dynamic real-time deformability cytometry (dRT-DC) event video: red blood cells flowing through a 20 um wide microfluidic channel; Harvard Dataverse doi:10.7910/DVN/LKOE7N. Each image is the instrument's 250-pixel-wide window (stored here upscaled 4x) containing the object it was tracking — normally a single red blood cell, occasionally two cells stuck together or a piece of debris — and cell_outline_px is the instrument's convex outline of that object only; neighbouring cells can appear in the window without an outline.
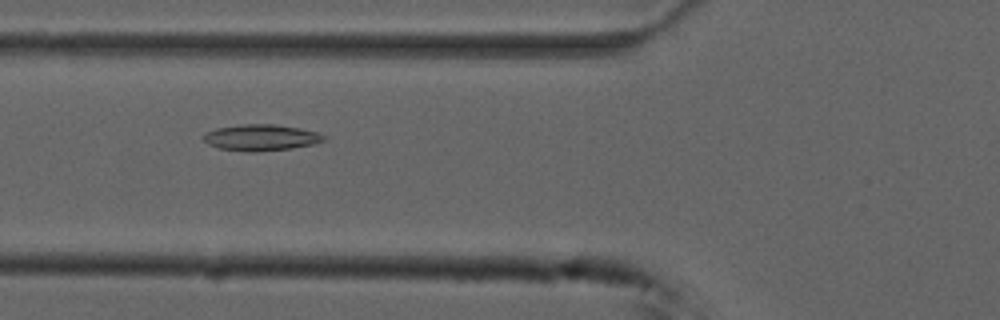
{"species": "common noctule bat (a hibernating species)", "species_latin": "Nyctalus noctula", "temperature_condition": "cold", "stored_images_in_passage": 37, "camera_frame_rate_fps": 3000, "um_per_image_px": 0.085, "animal": {"sex": "male", "forearm_length_mm": 52.5}, "frame": {"image": 1, "passage_image": 3, "time_ms": 0.667, "image_size_px": [1000, 320], "cell_outline_px": [[328, 140], [312, 144], [292, 148], [256, 152], [248, 152], [220, 148], [208, 144], [200, 136], [216, 128], [244, 124], [276, 124], [300, 128], [316, 132], [328, 136]], "centroid_in_image_um": [22.22, 11.69], "position_along_channel_um": 103.6, "area_um2": 18.5}}
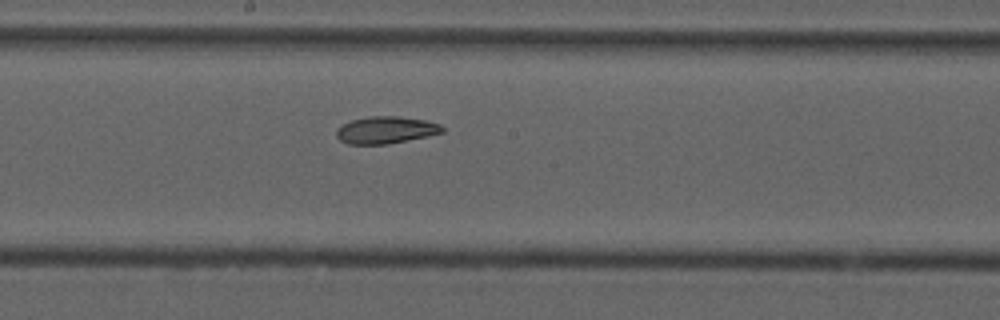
{"frame": {"image": 2, "passage_image": 12, "time_ms": 3.667, "image_size_px": [1000, 320], "cell_outline_px": [[444, 132], [428, 136], [388, 144], [348, 144], [340, 140], [336, 136], [336, 128], [352, 120], [372, 116], [396, 116], [424, 120], [440, 124], [444, 128]], "centroid_in_image_um": [32.79, 11.06], "position_along_channel_um": 215.4, "area_um2": 16.65}}
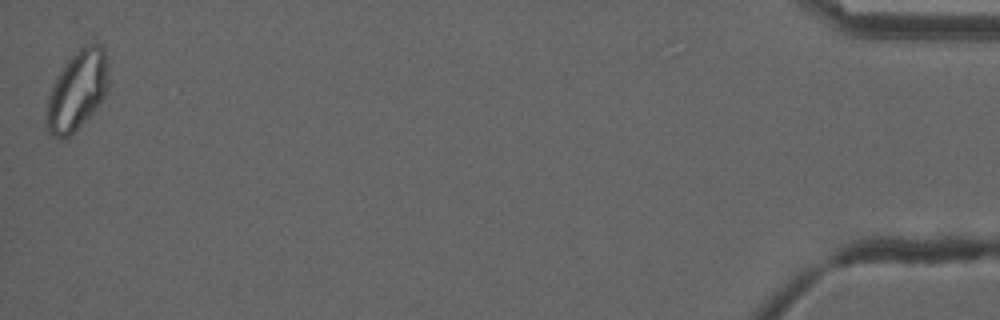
{"frame": {"image": 3, "passage_image": 37, "time_ms": 12.0, "image_size_px": [1000, 320], "cell_outline_px": [[108, 88], [104, 96], [96, 108], [68, 136], [60, 140], [52, 136], [48, 132], [44, 120], [48, 96], [60, 72], [68, 60], [80, 48], [88, 44], [100, 44], [104, 48], [108, 64]], "centroid_in_image_um": [6.55, 7.71], "position_along_channel_um": 428.6, "area_um2": 28.38}}